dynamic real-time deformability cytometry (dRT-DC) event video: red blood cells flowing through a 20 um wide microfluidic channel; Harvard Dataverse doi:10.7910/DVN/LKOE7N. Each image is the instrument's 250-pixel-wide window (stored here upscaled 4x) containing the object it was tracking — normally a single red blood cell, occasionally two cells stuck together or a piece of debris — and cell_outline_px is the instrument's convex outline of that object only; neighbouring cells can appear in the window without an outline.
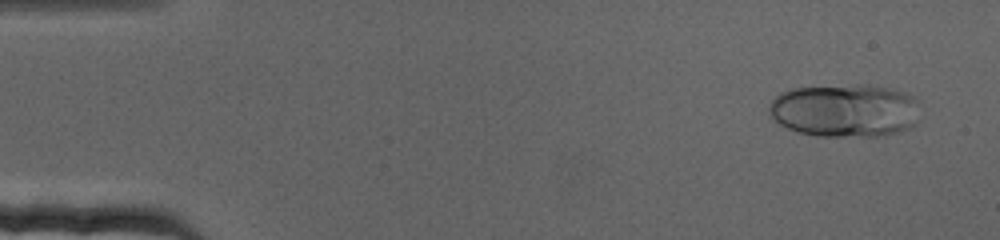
{"species": "human", "species_latin": "Homo sapiens", "temperature_condition": "cold", "stored_images_in_passage": 70, "camera_frame_rate_fps": 3000, "um_per_image_px": 0.085, "donor": {"sex": "female"}, "frame": {"image": 1, "passage_image": 4, "time_ms": 1.0, "image_size_px": [1000, 240], "cell_outline_px": [[916, 124], [912, 128], [896, 132], [876, 136], [816, 136], [796, 132], [780, 124], [772, 116], [768, 108], [772, 100], [780, 92], [792, 88], [856, 84], [868, 84], [888, 88], [904, 92], [916, 96]], "centroid_in_image_um": [71.81, 9.38], "position_along_channel_um": 13.2, "area_um2": 46.93}}
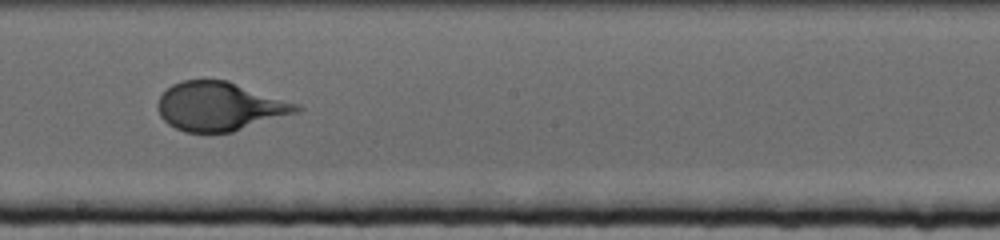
{"frame": {"image": 2, "passage_image": 39, "time_ms": 12.667, "image_size_px": [1000, 240], "cell_outline_px": [[304, 108], [296, 112], [232, 132], [184, 132], [168, 124], [160, 116], [156, 108], [156, 104], [160, 96], [172, 84], [184, 80], [228, 80], [300, 104]], "centroid_in_image_um": [18.65, 9.03], "position_along_channel_um": 229.5, "area_um2": 39.36}}
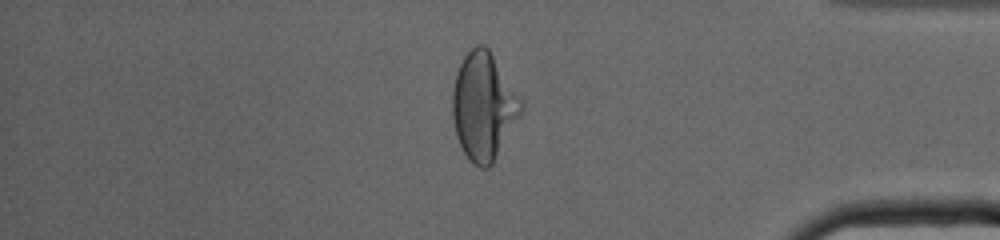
{"frame": {"image": 3, "passage_image": 59, "time_ms": 19.333, "image_size_px": [1000, 240], "cell_outline_px": [[524, 108], [492, 164], [488, 168], [480, 168], [472, 164], [464, 152], [456, 136], [452, 116], [452, 92], [456, 72], [464, 56], [476, 44], [484, 44], [488, 48], [524, 100]], "centroid_in_image_um": [41.11, 9.02], "position_along_channel_um": 394.1, "area_um2": 43.12}}